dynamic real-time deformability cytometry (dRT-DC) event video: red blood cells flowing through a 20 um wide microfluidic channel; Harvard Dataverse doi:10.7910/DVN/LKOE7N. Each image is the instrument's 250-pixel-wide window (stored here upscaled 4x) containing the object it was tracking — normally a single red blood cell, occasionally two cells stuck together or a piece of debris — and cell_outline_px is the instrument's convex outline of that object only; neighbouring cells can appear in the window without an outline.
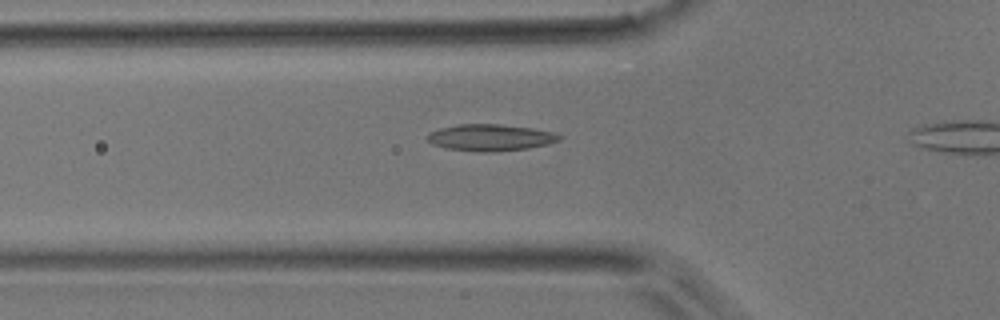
{"species": "common noctule bat (a hibernating species)", "species_latin": "Nyctalus noctula", "temperature_condition": "room temperature", "stored_images_in_passage": 13, "camera_frame_rate_fps": 3000, "um_per_image_px": 0.085, "animal": {"sex": "male", "body_mass_g": 17.9}, "frame": {"image": 1, "passage_image": 11, "time_ms": 3.333, "image_size_px": [1000, 320], "cell_outline_px": [[564, 136], [560, 140], [548, 144], [528, 148], [496, 152], [480, 152], [448, 148], [432, 144], [424, 136], [428, 132], [440, 128], [460, 124], [500, 124], [532, 128], [552, 132]], "centroid_in_image_um": [41.68, 11.69], "position_along_channel_um": 84.1, "area_um2": 20.58}}